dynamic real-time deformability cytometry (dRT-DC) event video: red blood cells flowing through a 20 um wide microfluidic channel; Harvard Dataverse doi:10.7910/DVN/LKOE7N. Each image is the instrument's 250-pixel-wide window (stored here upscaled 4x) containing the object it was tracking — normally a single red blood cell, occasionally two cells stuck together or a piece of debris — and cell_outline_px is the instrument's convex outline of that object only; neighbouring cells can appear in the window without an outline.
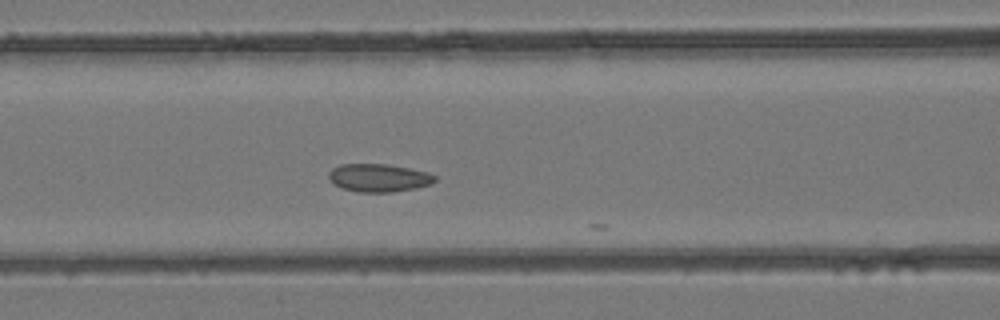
{"species": "common noctule bat (a hibernating species)", "species_latin": "Nyctalus noctula", "temperature_condition": "room temperature", "stored_images_in_passage": 14, "camera_frame_rate_fps": 3000, "um_per_image_px": 0.085, "animal": {"sex": "female", "body_mass_g": 24.6, "forearm_length_mm": 56.2}, "frame": {"image": 1, "passage_image": 12, "time_ms": 3.667, "image_size_px": [1000, 320], "cell_outline_px": [[436, 180], [432, 184], [416, 188], [392, 192], [360, 192], [344, 188], [336, 184], [328, 176], [328, 172], [332, 168], [340, 164], [384, 164], [408, 168], [428, 172], [436, 176]], "centroid_in_image_um": [32.22, 15.11], "position_along_channel_um": 134.4, "area_um2": 17.17}}